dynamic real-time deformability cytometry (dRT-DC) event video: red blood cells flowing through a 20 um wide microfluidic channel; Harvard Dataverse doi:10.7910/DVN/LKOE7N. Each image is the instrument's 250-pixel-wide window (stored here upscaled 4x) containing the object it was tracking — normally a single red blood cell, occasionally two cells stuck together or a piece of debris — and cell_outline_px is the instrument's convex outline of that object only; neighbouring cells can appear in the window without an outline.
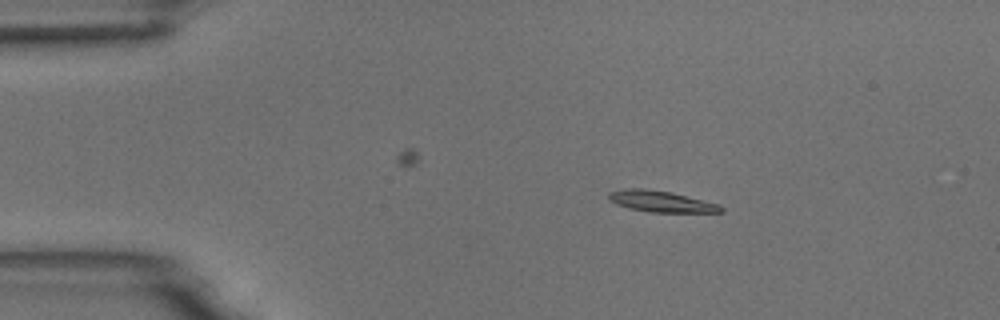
{"species": "common noctule bat (a hibernating species)", "species_latin": "Nyctalus noctula", "temperature_condition": "room temperature", "stored_images_in_passage": 6, "camera_frame_rate_fps": 3000, "um_per_image_px": 0.085, "animal": {"sex": "male", "body_mass_g": 18.8}, "frame": {"image": 1, "passage_image": 2, "time_ms": 1.0, "image_size_px": [1000, 320], "cell_outline_px": [[724, 212], [648, 212], [628, 208], [616, 204], [608, 200], [608, 192], [624, 188], [644, 188], [672, 192], [720, 204], [724, 208]], "centroid_in_image_um": [56.17, 17.11], "position_along_channel_um": 28.8, "area_um2": 14.1}}
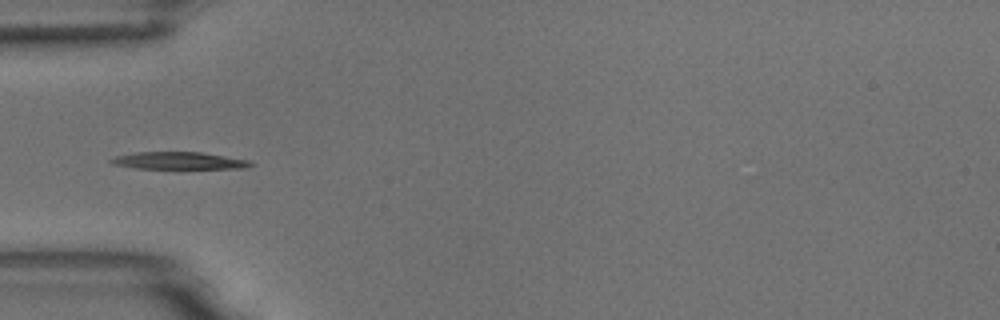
{"frame": {"image": 2, "passage_image": 4, "time_ms": 3.667, "image_size_px": [1000, 320], "cell_outline_px": [[252, 164], [248, 168], [136, 168], [112, 164], [108, 160], [116, 156], [136, 152], [200, 152], [248, 160]], "centroid_in_image_um": [15.16, 13.65], "position_along_channel_um": 69.8, "area_um2": 13.76}}